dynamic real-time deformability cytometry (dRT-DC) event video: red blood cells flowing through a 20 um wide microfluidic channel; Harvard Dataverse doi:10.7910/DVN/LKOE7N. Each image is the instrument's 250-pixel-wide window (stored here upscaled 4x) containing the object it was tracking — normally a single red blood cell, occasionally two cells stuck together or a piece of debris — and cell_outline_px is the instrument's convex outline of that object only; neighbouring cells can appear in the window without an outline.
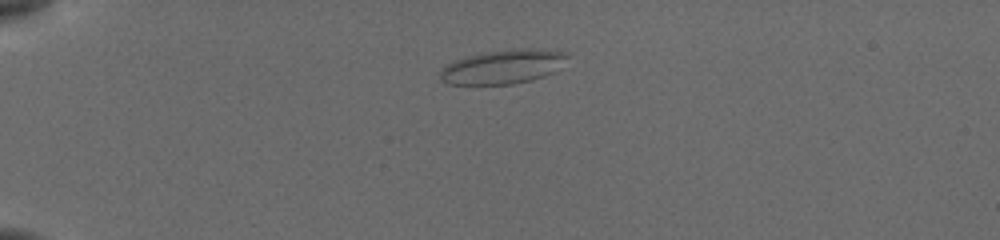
{"species": "common noctule bat (a hibernating species)", "species_latin": "Nyctalus noctula", "temperature_condition": "cold", "stored_images_in_passage": 41, "camera_frame_rate_fps": 3000, "um_per_image_px": 0.085, "animal": {"sex": "female", "body_mass_g": 19.5, "forearm_length_mm": 54.1}, "frame": {"image": 1, "passage_image": 1, "time_ms": 0.0, "image_size_px": [1000, 240], "cell_outline_px": [[568, 56], [552, 72], [544, 76], [532, 80], [512, 84], [448, 84], [440, 76], [440, 72], [448, 64], [464, 56], [480, 52], [520, 48], [532, 48], [564, 52]], "centroid_in_image_um": [42.72, 5.66], "position_along_channel_um": 42.3, "area_um2": 24.91}}
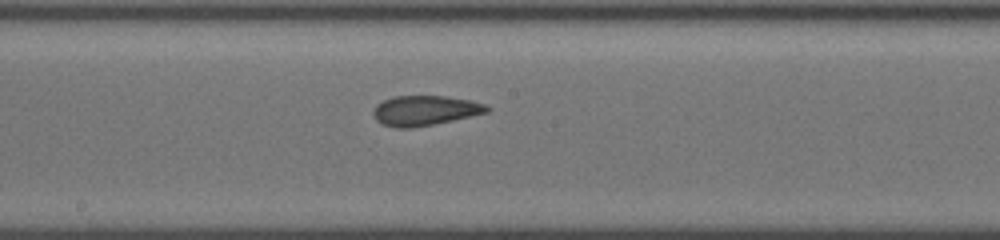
{"frame": {"image": 2, "passage_image": 18, "time_ms": 5.667, "image_size_px": [1000, 240], "cell_outline_px": [[492, 108], [488, 112], [452, 120], [412, 128], [396, 128], [384, 124], [376, 120], [372, 112], [376, 104], [392, 96], [444, 96], [472, 100], [484, 104]], "centroid_in_image_um": [36.11, 9.38], "position_along_channel_um": 212.1, "area_um2": 19.77}}
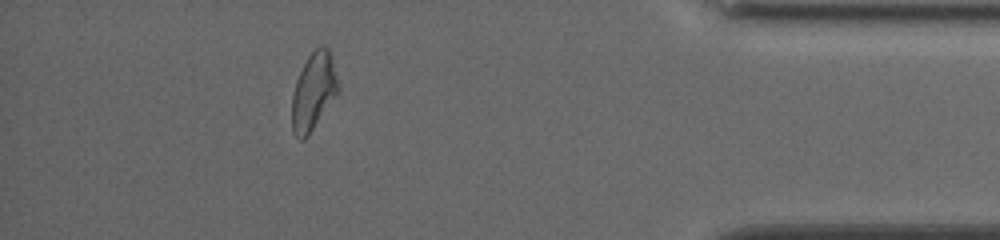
{"frame": {"image": 3, "passage_image": 36, "time_ms": 11.667, "image_size_px": [1000, 240], "cell_outline_px": [[340, 92], [308, 136], [304, 140], [300, 140], [292, 132], [292, 96], [296, 80], [308, 56], [320, 44], [324, 44], [328, 48], [332, 60], [340, 88]], "centroid_in_image_um": [26.66, 7.8], "position_along_channel_um": 408.5, "area_um2": 21.04}, "authors_computed_cell_mechanics": {"area_um2": 20.7502, "velocity_mm_per_s": 3.8718, "shape_relaxation_time_tau1_ms": null, "shape_relaxation_time_tau2_ms": 1.9762, "deformation_change_tau1": null, "deformation_change_tau2": 0.0784}}